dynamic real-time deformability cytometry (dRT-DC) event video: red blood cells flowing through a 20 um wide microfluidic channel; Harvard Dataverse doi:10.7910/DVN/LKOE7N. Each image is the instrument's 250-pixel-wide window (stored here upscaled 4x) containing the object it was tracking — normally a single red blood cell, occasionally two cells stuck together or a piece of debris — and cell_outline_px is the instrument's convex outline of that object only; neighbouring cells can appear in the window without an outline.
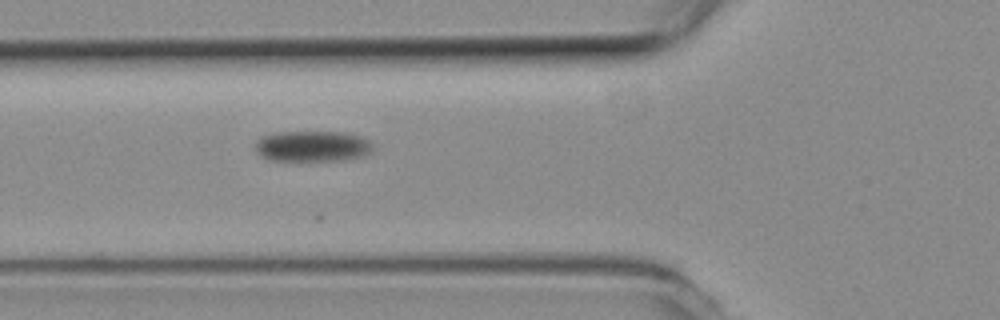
{"species": "common noctule bat (a hibernating species)", "species_latin": "Nyctalus noctula", "temperature_condition": "room temperature", "stored_images_in_passage": 22, "camera_frame_rate_fps": 3000, "um_per_image_px": 0.085, "animal": {"sex": "female", "body_mass_g": 19.3, "forearm_length_mm": 54.1}, "frame": {"image": 1, "passage_image": 6, "time_ms": 1.667, "image_size_px": [1000, 320], "cell_outline_px": [[372, 152], [364, 156], [344, 160], [268, 160], [260, 156], [256, 152], [256, 140], [264, 136], [280, 132], [348, 132], [360, 136], [368, 140], [372, 144]], "centroid_in_image_um": [26.58, 12.43], "position_along_channel_um": 99.2, "area_um2": 21.15}}
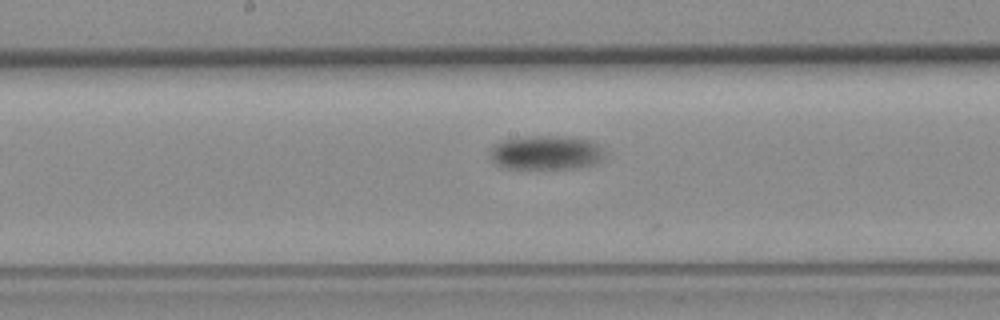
{"frame": {"image": 2, "passage_image": 15, "time_ms": 4.667, "image_size_px": [1000, 320], "cell_outline_px": [[604, 156], [592, 164], [572, 168], [508, 168], [496, 164], [492, 160], [492, 148], [496, 144], [504, 140], [532, 136], [572, 136], [592, 140], [604, 152]], "centroid_in_image_um": [46.44, 12.96], "position_along_channel_um": 201.8, "area_um2": 22.37}}
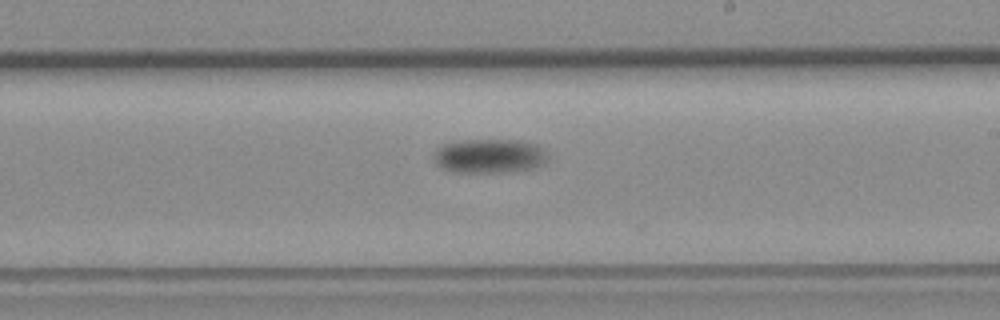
{"frame": {"image": 3, "passage_image": 19, "time_ms": 6.0, "image_size_px": [1000, 320], "cell_outline_px": [[548, 156], [544, 164], [532, 168], [512, 172], [452, 172], [440, 168], [436, 164], [436, 148], [444, 144], [456, 140], [516, 140], [536, 144]], "centroid_in_image_um": [41.58, 13.26], "position_along_channel_um": 247.4, "area_um2": 22.72}}